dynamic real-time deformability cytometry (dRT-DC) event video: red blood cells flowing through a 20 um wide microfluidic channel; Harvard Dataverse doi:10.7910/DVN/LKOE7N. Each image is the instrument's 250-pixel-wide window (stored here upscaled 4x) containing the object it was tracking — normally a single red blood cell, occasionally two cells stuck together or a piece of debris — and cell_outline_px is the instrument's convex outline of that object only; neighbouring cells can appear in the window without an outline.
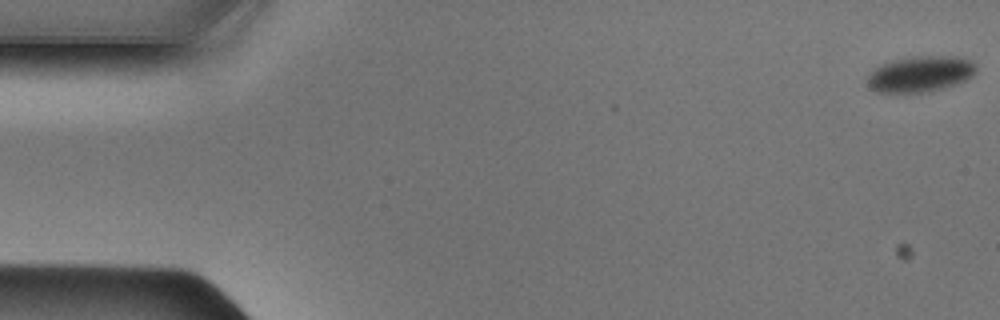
{"species": "Egyptian fruit bat (a non-hibernating species)", "species_latin": "Rousettus aegyptiacus", "temperature_condition": "cold", "stored_images_in_passage": 44, "camera_frame_rate_fps": 3000, "um_per_image_px": 0.085, "animal": {"sex": "male"}, "frame": {"image": 1, "passage_image": 1, "time_ms": 0.0, "image_size_px": [1000, 320], "cell_outline_px": [[976, 72], [972, 76], [964, 80], [928, 92], [876, 92], [868, 84], [868, 76], [880, 64], [912, 56], [956, 56], [972, 60], [976, 64]], "centroid_in_image_um": [78.25, 6.27], "position_along_channel_um": 6.7, "area_um2": 22.43}}
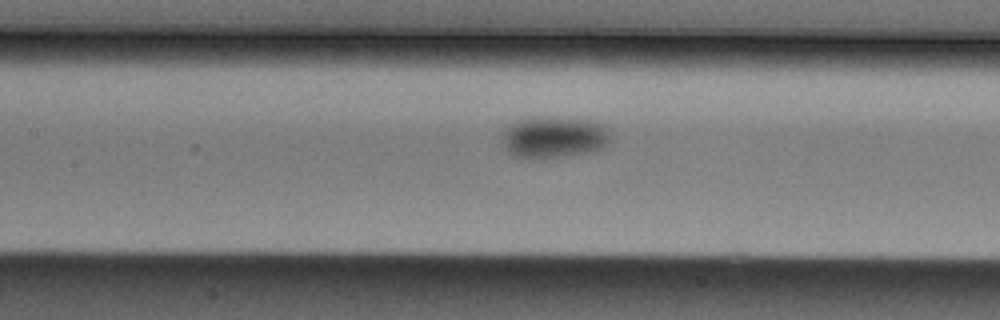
{"frame": {"image": 2, "passage_image": 22, "time_ms": 7.0, "image_size_px": [1000, 320], "cell_outline_px": [[612, 140], [604, 148], [592, 152], [564, 156], [512, 156], [504, 148], [500, 140], [504, 128], [520, 120], [536, 116], [592, 120], [604, 124]], "centroid_in_image_um": [47.11, 11.64], "position_along_channel_um": 160.3, "area_um2": 26.24}}
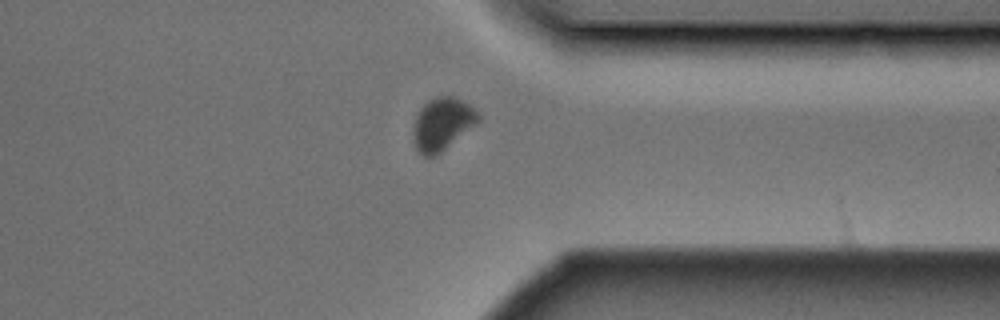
{"frame": {"image": 3, "passage_image": 38, "time_ms": 12.333, "image_size_px": [1000, 320], "cell_outline_px": [[480, 120], [476, 124], [436, 156], [424, 156], [416, 148], [412, 140], [412, 128], [416, 116], [420, 108], [428, 100], [436, 96], [452, 96], [468, 104], [480, 116]], "centroid_in_image_um": [37.55, 10.54], "position_along_channel_um": 373.9, "area_um2": 19.83}}